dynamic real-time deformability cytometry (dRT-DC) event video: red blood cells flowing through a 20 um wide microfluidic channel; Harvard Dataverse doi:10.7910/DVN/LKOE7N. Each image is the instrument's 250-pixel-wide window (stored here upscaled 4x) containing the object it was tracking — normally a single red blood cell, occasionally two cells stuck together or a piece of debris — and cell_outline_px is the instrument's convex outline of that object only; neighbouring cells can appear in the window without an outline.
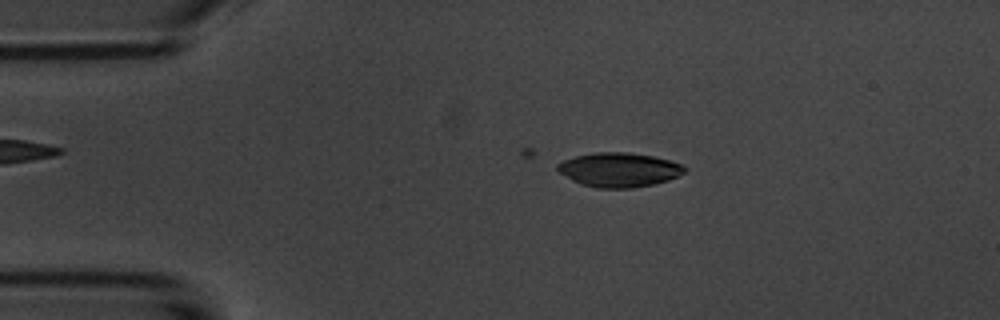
{"species": "common noctule bat (a hibernating species)", "species_latin": "Nyctalus noctula", "temperature_condition": "room temperature", "stored_images_in_passage": 6, "camera_frame_rate_fps": 3000, "um_per_image_px": 0.085, "animal": {"sex": "male", "body_mass_g": 20.1, "forearm_length_mm": 53.5}, "frame": {"image": 1, "passage_image": 3, "time_ms": 3.333, "image_size_px": [1000, 320], "cell_outline_px": [[688, 168], [684, 172], [668, 180], [652, 184], [632, 188], [596, 188], [580, 184], [556, 172], [556, 164], [564, 160], [576, 156], [592, 152], [628, 152], [652, 156], [684, 164]], "centroid_in_image_um": [52.58, 14.43], "position_along_channel_um": 32.4, "area_um2": 25.55}}
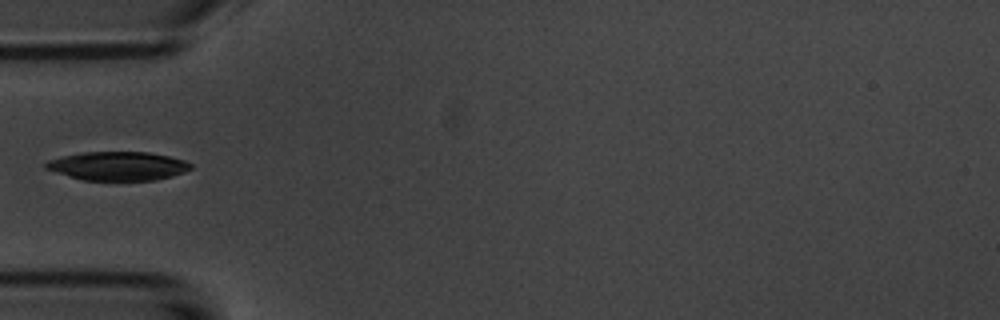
{"frame": {"image": 2, "passage_image": 5, "time_ms": 5.667, "image_size_px": [1000, 320], "cell_outline_px": [[192, 168], [184, 172], [172, 176], [152, 180], [84, 180], [56, 172], [44, 168], [44, 164], [48, 160], [60, 156], [84, 152], [148, 152], [168, 156], [184, 160], [192, 164]], "centroid_in_image_um": [10.01, 14.1], "position_along_channel_um": 75.0, "area_um2": 24.16}}